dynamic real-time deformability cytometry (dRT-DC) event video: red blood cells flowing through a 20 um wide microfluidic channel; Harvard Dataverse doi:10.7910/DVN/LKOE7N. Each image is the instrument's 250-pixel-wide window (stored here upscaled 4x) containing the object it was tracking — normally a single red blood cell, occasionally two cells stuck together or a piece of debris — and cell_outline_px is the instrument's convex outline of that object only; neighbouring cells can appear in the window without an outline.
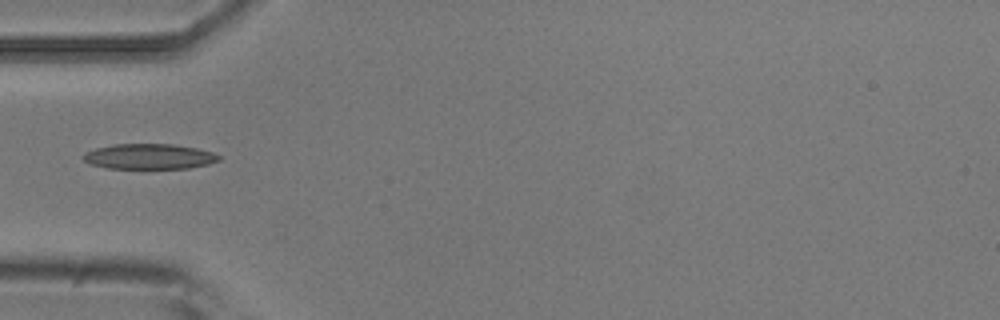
{"species": "common noctule bat (a hibernating species)", "species_latin": "Nyctalus noctula", "temperature_condition": "room temperature", "stored_images_in_passage": 10, "camera_frame_rate_fps": 3000, "um_per_image_px": 0.085, "animal": {"sex": "male", "body_mass_g": 20.5, "forearm_length_mm": 52.5}, "frame": {"image": 1, "passage_image": 1, "time_ms": 0.0, "image_size_px": [1000, 320], "cell_outline_px": [[220, 160], [208, 164], [188, 168], [108, 168], [88, 164], [80, 156], [84, 152], [96, 148], [112, 144], [172, 144], [196, 148], [212, 152], [220, 156]], "centroid_in_image_um": [12.63, 13.3], "position_along_channel_um": 72.4, "area_um2": 20.06}}
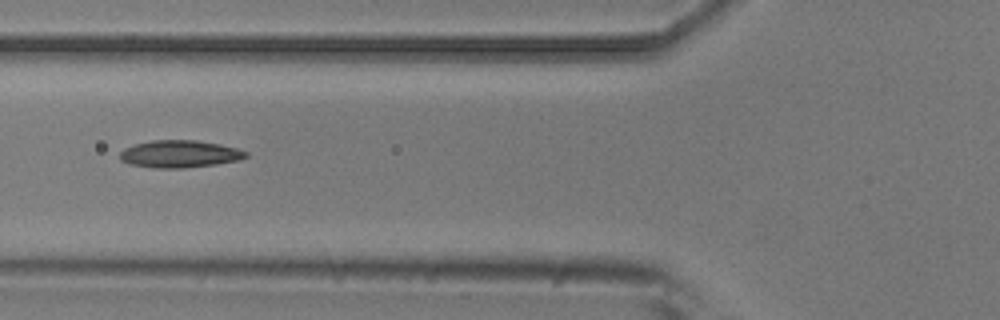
{"frame": {"image": 2, "passage_image": 4, "time_ms": 1.0, "image_size_px": [1000, 320], "cell_outline_px": [[248, 156], [240, 160], [216, 164], [184, 168], [152, 168], [128, 164], [120, 160], [120, 152], [124, 148], [136, 144], [152, 140], [196, 140], [220, 144], [236, 148], [248, 152]], "centroid_in_image_um": [15.26, 13.09], "position_along_channel_um": 110.5, "area_um2": 20.17}}
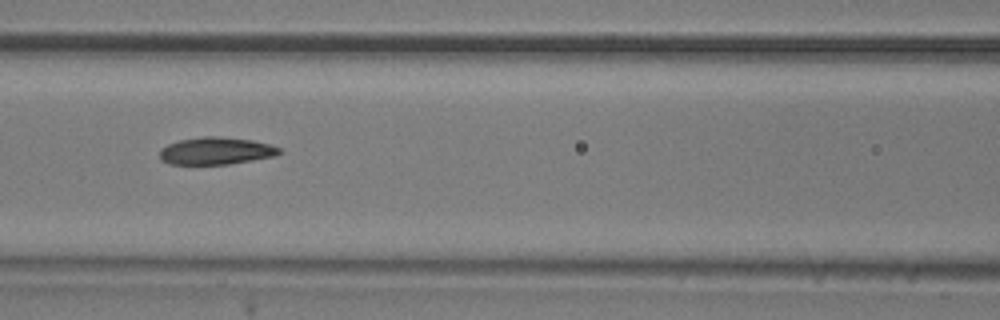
{"frame": {"image": 3, "passage_image": 7, "time_ms": 2.0, "image_size_px": [1000, 320], "cell_outline_px": [[284, 152], [272, 156], [252, 160], [228, 164], [168, 164], [160, 160], [160, 148], [168, 144], [180, 140], [204, 136], [216, 136], [252, 140], [268, 144], [280, 148]], "centroid_in_image_um": [18.33, 12.83], "position_along_channel_um": 148.3, "area_um2": 18.96}}